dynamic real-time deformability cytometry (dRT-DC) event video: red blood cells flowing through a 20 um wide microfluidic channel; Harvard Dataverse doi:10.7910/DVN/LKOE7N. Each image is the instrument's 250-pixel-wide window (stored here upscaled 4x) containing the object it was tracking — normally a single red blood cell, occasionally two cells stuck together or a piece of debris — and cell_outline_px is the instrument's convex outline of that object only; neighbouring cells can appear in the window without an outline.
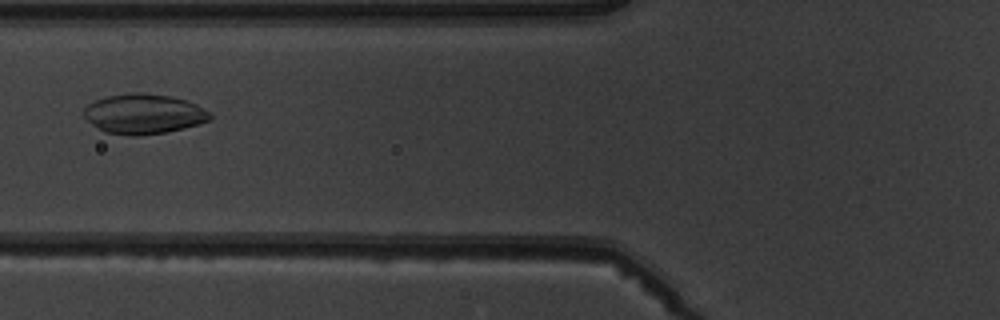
{"species": "common noctule bat (a hibernating species)", "species_latin": "Nyctalus noctula", "temperature_condition": "warm", "stored_images_in_passage": 6, "camera_frame_rate_fps": 3000, "um_per_image_px": 0.085, "animal": {"sex": "male", "body_mass_g": 19.5, "forearm_length_mm": 54.6}, "frame": {"image": 1, "passage_image": 5, "time_ms": 5.333, "image_size_px": [1000, 320], "cell_outline_px": [[212, 120], [184, 128], [164, 132], [140, 136], [132, 136], [104, 132], [92, 124], [84, 116], [84, 108], [88, 104], [96, 100], [108, 96], [132, 92], [144, 92], [172, 96], [196, 104], [212, 112]], "centroid_in_image_um": [12.24, 9.68], "position_along_channel_um": 113.6, "area_um2": 29.54}}